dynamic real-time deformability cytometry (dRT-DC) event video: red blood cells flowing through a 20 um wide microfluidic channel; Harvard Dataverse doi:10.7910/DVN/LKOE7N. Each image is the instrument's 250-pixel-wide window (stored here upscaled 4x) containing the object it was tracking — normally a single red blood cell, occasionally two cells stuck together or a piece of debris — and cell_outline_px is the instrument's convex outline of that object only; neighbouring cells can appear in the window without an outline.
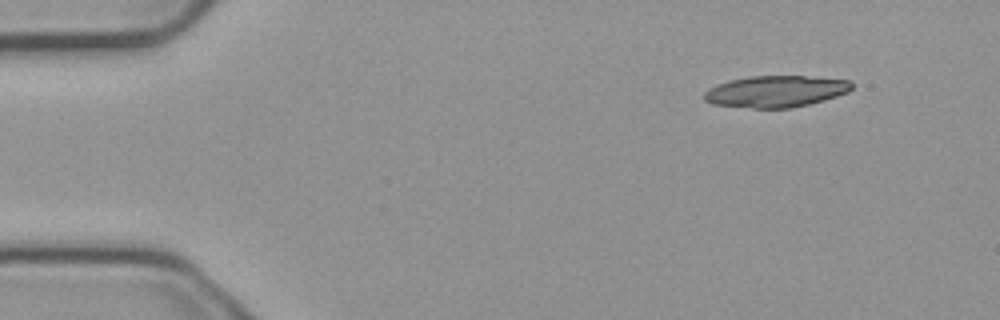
{"species": "common noctule bat (a hibernating species)", "species_latin": "Nyctalus noctula", "temperature_condition": "cold", "stored_images_in_passage": 5, "segment_of_instrument_passage": [1, 2], "camera_frame_rate_fps": 3000, "um_per_image_px": 0.085, "animal": {"sex": "male", "body_mass_g": 23.1, "forearm_length_mm": 52.7}, "frame": {"image": 1, "passage_image": 1, "time_ms": 0.0, "image_size_px": [1000, 320], "cell_outline_px": [[852, 88], [848, 92], [824, 100], [792, 108], [752, 108], [712, 104], [704, 100], [704, 92], [708, 88], [716, 84], [728, 80], [748, 76], [804, 76], [852, 80]], "centroid_in_image_um": [65.91, 7.76], "position_along_channel_um": 19.1, "area_um2": 27.28}}